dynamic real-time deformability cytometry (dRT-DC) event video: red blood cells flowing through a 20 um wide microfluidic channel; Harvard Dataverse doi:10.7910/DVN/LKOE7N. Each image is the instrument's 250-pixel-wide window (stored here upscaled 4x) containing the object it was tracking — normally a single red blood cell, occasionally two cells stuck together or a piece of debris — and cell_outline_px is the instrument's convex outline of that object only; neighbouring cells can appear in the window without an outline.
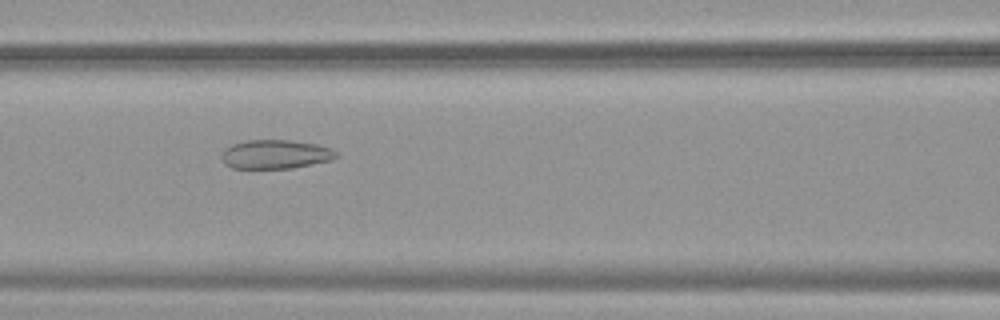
{"species": "common noctule bat (a hibernating species)", "species_latin": "Nyctalus noctula", "temperature_condition": "warm", "stored_images_in_passage": 54, "camera_frame_rate_fps": 3000, "um_per_image_px": 0.085, "animal": {"sex": "female", "body_mass_g": 19.9}, "frame": {"image": 1, "passage_image": 24, "time_ms": 7.667, "image_size_px": [1000, 320], "cell_outline_px": [[340, 156], [332, 160], [292, 168], [232, 168], [224, 164], [220, 156], [224, 148], [232, 144], [244, 140], [288, 140], [316, 144], [332, 148]], "centroid_in_image_um": [23.4, 13.11], "position_along_channel_um": 143.2, "area_um2": 19.54}}
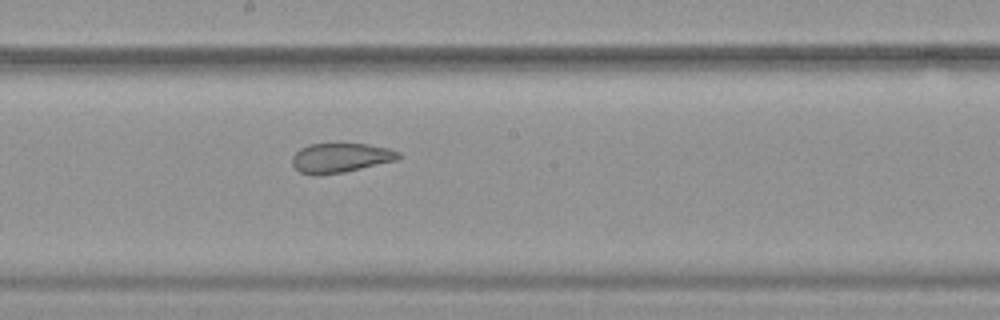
{"frame": {"image": 2, "passage_image": 30, "time_ms": 9.667, "image_size_px": [1000, 320], "cell_outline_px": [[404, 156], [400, 160], [344, 172], [316, 176], [300, 172], [292, 164], [292, 156], [300, 148], [308, 144], [368, 144], [388, 148], [400, 152]], "centroid_in_image_um": [28.99, 13.42], "position_along_channel_um": 219.2, "area_um2": 18.55}}
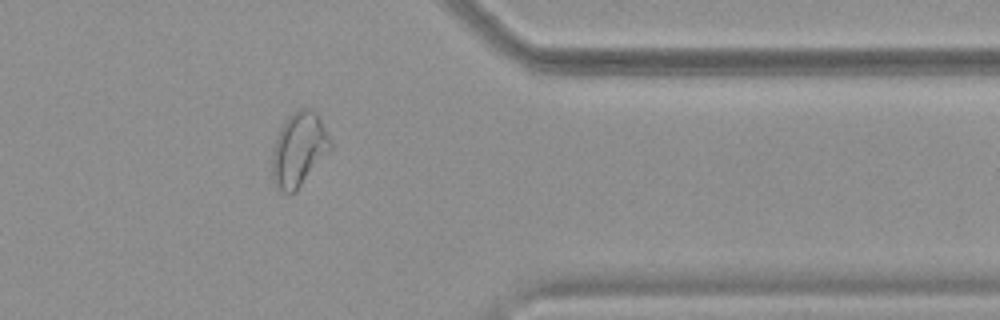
{"frame": {"image": 3, "passage_image": 44, "time_ms": 14.333, "image_size_px": [1000, 320], "cell_outline_px": [[332, 148], [296, 192], [284, 192], [276, 188], [272, 176], [272, 152], [276, 136], [280, 128], [288, 116], [300, 108], [312, 108], [316, 112], [332, 144]], "centroid_in_image_um": [25.38, 12.71], "position_along_channel_um": 386.0, "area_um2": 25.03}, "authors_computed_cell_mechanics": {"area_um2": 26.0678, "velocity_mm_per_s": 3.8232, "shape_relaxation_time_tau1_ms": null, "shape_relaxation_time_tau2_ms": 1.4576, "deformation_change_tau1": null, "deformation_change_tau2": 0.0847}}